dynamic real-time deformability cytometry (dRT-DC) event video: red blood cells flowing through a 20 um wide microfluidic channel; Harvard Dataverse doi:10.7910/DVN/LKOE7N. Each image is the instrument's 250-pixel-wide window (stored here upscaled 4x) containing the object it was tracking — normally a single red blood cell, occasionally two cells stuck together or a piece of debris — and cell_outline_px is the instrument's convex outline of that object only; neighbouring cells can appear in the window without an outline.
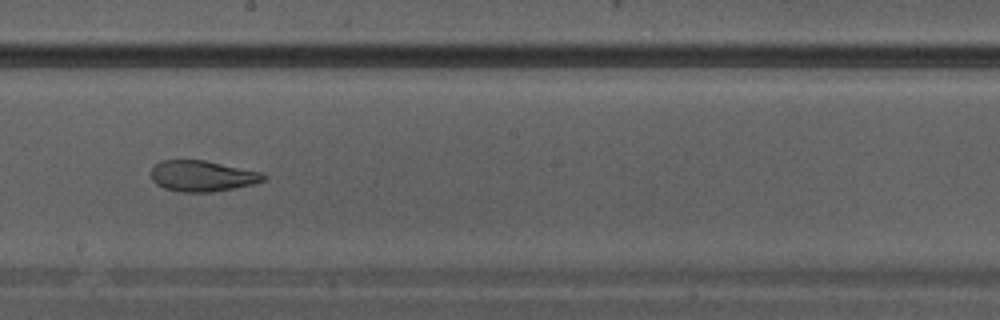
{"species": "Egyptian fruit bat (a non-hibernating species)", "species_latin": "Rousettus aegyptiacus", "temperature_condition": "warm", "stored_images_in_passage": 13, "camera_frame_rate_fps": 3000, "um_per_image_px": 0.085, "animal": {"sex": "male"}, "frame": {"image": 1, "passage_image": 10, "time_ms": 3.0, "image_size_px": [1000, 320], "cell_outline_px": [[268, 176], [264, 180], [256, 184], [212, 192], [180, 192], [164, 188], [156, 184], [152, 180], [152, 168], [160, 160], [204, 160], [260, 172]], "centroid_in_image_um": [17.2, 14.97], "position_along_channel_um": 231.0, "area_um2": 20.23}}